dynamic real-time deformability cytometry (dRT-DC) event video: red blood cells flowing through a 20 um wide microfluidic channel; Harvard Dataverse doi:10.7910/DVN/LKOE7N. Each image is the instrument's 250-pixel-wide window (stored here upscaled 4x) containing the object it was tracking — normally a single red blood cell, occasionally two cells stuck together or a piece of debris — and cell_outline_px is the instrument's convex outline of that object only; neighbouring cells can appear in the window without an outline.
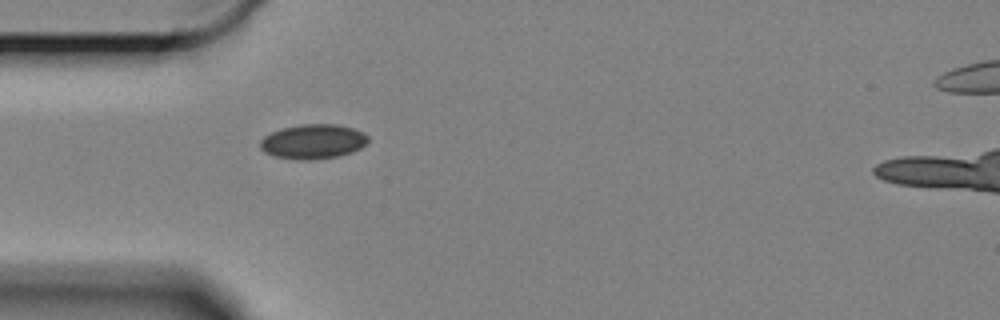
{"species": "Egyptian fruit bat (a non-hibernating species)", "species_latin": "Rousettus aegyptiacus", "temperature_condition": "cold", "stored_images_in_passage": 15, "camera_frame_rate_fps": 3000, "um_per_image_px": 0.085, "animal": {"sex": "female"}, "frame": {"image": 1, "passage_image": 1, "time_ms": 0.0, "image_size_px": [1000, 320], "cell_outline_px": [[368, 140], [360, 148], [352, 152], [340, 156], [312, 160], [304, 160], [276, 156], [264, 152], [260, 148], [260, 140], [264, 136], [280, 128], [300, 124], [336, 124], [352, 128], [364, 132], [368, 136]], "centroid_in_image_um": [26.61, 12.02], "position_along_channel_um": 58.4, "area_um2": 21.79}}
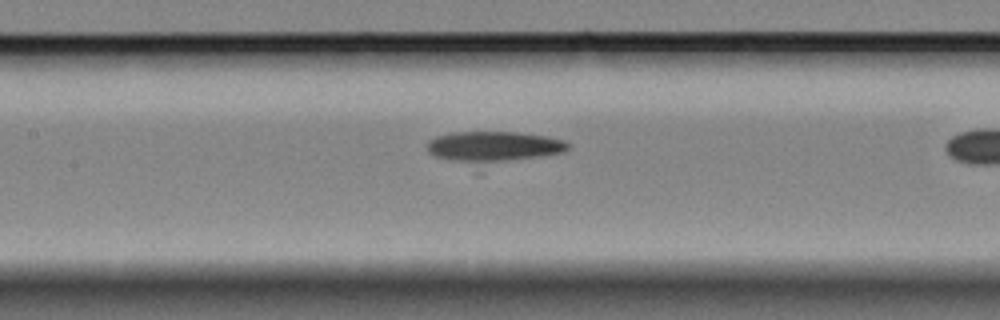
{"frame": {"image": 2, "passage_image": 7, "time_ms": 2.0, "image_size_px": [1000, 320], "cell_outline_px": [[572, 144], [564, 152], [540, 156], [504, 160], [456, 160], [436, 156], [428, 152], [428, 140], [436, 136], [452, 132], [516, 132], [548, 136], [564, 140]], "centroid_in_image_um": [42.02, 12.39], "position_along_channel_um": 165.4, "area_um2": 23.93}}
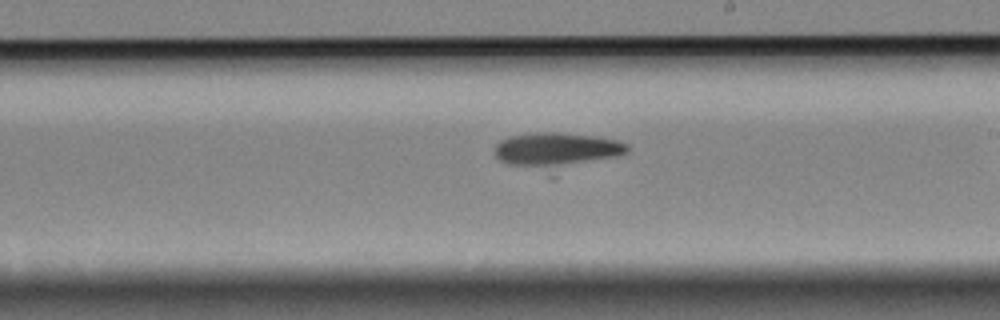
{"frame": {"image": 3, "passage_image": 14, "time_ms": 4.333, "image_size_px": [1000, 320], "cell_outline_px": [[628, 152], [616, 156], [552, 176], [508, 164], [500, 160], [496, 156], [496, 144], [500, 140], [508, 136], [540, 132], [556, 132], [592, 136], [616, 140], [628, 144]], "centroid_in_image_um": [47.3, 12.86], "position_along_channel_um": 241.7, "area_um2": 28.67}}